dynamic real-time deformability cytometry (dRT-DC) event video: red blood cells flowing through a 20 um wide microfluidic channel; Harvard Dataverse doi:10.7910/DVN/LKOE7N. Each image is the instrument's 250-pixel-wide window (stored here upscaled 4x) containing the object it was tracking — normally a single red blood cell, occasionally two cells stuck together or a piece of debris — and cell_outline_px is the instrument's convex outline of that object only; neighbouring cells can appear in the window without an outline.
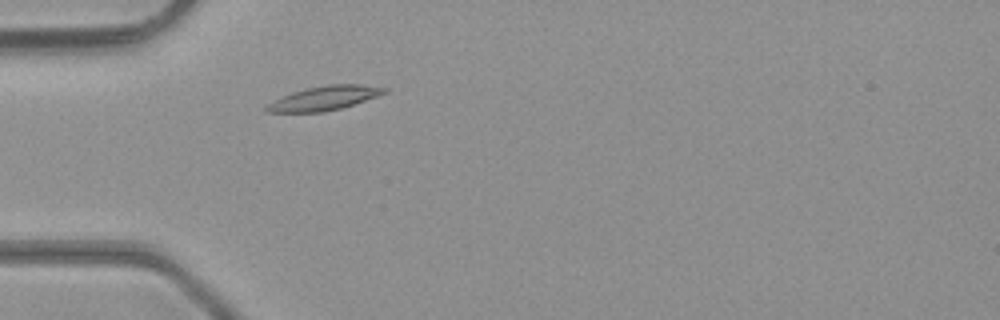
{"species": "common noctule bat (a hibernating species)", "species_latin": "Nyctalus noctula", "temperature_condition": "room temperature", "stored_images_in_passage": 2, "camera_frame_rate_fps": 3000, "um_per_image_px": 0.085, "animal": {"sex": "male", "body_mass_g": 23.1, "forearm_length_mm": 52.7}, "frame": {"image": 1, "passage_image": 2, "time_ms": 0.333, "image_size_px": [1000, 320], "cell_outline_px": [[388, 92], [340, 108], [324, 112], [264, 112], [260, 108], [280, 96], [292, 92], [308, 88], [328, 84], [360, 84], [388, 88]], "centroid_in_image_um": [27.47, 8.35], "position_along_channel_um": 57.5, "area_um2": 16.59}}